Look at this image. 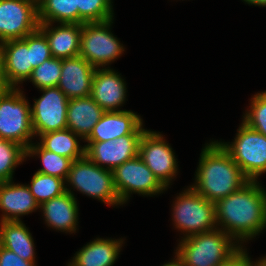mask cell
<instances>
[{
    "label": "cell",
    "instance_id": "1",
    "mask_svg": "<svg viewBox=\"0 0 266 266\" xmlns=\"http://www.w3.org/2000/svg\"><path fill=\"white\" fill-rule=\"evenodd\" d=\"M217 227L234 240H252L266 228V191L257 181H248L239 190L216 203ZM243 241V242H242Z\"/></svg>",
    "mask_w": 266,
    "mask_h": 266
},
{
    "label": "cell",
    "instance_id": "2",
    "mask_svg": "<svg viewBox=\"0 0 266 266\" xmlns=\"http://www.w3.org/2000/svg\"><path fill=\"white\" fill-rule=\"evenodd\" d=\"M191 187L207 200L216 203L239 190L249 180L218 141L203 148Z\"/></svg>",
    "mask_w": 266,
    "mask_h": 266
},
{
    "label": "cell",
    "instance_id": "3",
    "mask_svg": "<svg viewBox=\"0 0 266 266\" xmlns=\"http://www.w3.org/2000/svg\"><path fill=\"white\" fill-rule=\"evenodd\" d=\"M219 228L183 238L176 249V256L184 266H218L242 247Z\"/></svg>",
    "mask_w": 266,
    "mask_h": 266
},
{
    "label": "cell",
    "instance_id": "4",
    "mask_svg": "<svg viewBox=\"0 0 266 266\" xmlns=\"http://www.w3.org/2000/svg\"><path fill=\"white\" fill-rule=\"evenodd\" d=\"M18 88H10L0 95V138L18 143L27 150L35 134L30 104Z\"/></svg>",
    "mask_w": 266,
    "mask_h": 266
},
{
    "label": "cell",
    "instance_id": "5",
    "mask_svg": "<svg viewBox=\"0 0 266 266\" xmlns=\"http://www.w3.org/2000/svg\"><path fill=\"white\" fill-rule=\"evenodd\" d=\"M173 206V222L184 238L217 228L216 206L191 186L179 193Z\"/></svg>",
    "mask_w": 266,
    "mask_h": 266
},
{
    "label": "cell",
    "instance_id": "6",
    "mask_svg": "<svg viewBox=\"0 0 266 266\" xmlns=\"http://www.w3.org/2000/svg\"><path fill=\"white\" fill-rule=\"evenodd\" d=\"M108 205H123L115 189L112 170L101 168L86 156L71 164L65 184Z\"/></svg>",
    "mask_w": 266,
    "mask_h": 266
},
{
    "label": "cell",
    "instance_id": "7",
    "mask_svg": "<svg viewBox=\"0 0 266 266\" xmlns=\"http://www.w3.org/2000/svg\"><path fill=\"white\" fill-rule=\"evenodd\" d=\"M234 142H219L249 181L266 172V136L241 123Z\"/></svg>",
    "mask_w": 266,
    "mask_h": 266
},
{
    "label": "cell",
    "instance_id": "8",
    "mask_svg": "<svg viewBox=\"0 0 266 266\" xmlns=\"http://www.w3.org/2000/svg\"><path fill=\"white\" fill-rule=\"evenodd\" d=\"M112 21L82 24L79 55L95 68H104L121 56L125 49L111 33Z\"/></svg>",
    "mask_w": 266,
    "mask_h": 266
},
{
    "label": "cell",
    "instance_id": "9",
    "mask_svg": "<svg viewBox=\"0 0 266 266\" xmlns=\"http://www.w3.org/2000/svg\"><path fill=\"white\" fill-rule=\"evenodd\" d=\"M112 172L122 204L128 201L132 193L152 196L166 190L139 156L124 162Z\"/></svg>",
    "mask_w": 266,
    "mask_h": 266
},
{
    "label": "cell",
    "instance_id": "10",
    "mask_svg": "<svg viewBox=\"0 0 266 266\" xmlns=\"http://www.w3.org/2000/svg\"><path fill=\"white\" fill-rule=\"evenodd\" d=\"M38 2L0 0V44L23 39L39 29Z\"/></svg>",
    "mask_w": 266,
    "mask_h": 266
},
{
    "label": "cell",
    "instance_id": "11",
    "mask_svg": "<svg viewBox=\"0 0 266 266\" xmlns=\"http://www.w3.org/2000/svg\"><path fill=\"white\" fill-rule=\"evenodd\" d=\"M174 154L163 135L156 131H144L139 142L138 156L166 189L178 170Z\"/></svg>",
    "mask_w": 266,
    "mask_h": 266
},
{
    "label": "cell",
    "instance_id": "12",
    "mask_svg": "<svg viewBox=\"0 0 266 266\" xmlns=\"http://www.w3.org/2000/svg\"><path fill=\"white\" fill-rule=\"evenodd\" d=\"M39 99H34L31 108L32 127L35 136L67 128V109L69 99L56 86L40 89Z\"/></svg>",
    "mask_w": 266,
    "mask_h": 266
},
{
    "label": "cell",
    "instance_id": "13",
    "mask_svg": "<svg viewBox=\"0 0 266 266\" xmlns=\"http://www.w3.org/2000/svg\"><path fill=\"white\" fill-rule=\"evenodd\" d=\"M141 137L142 135H124L116 140L84 141L88 143L84 145L85 156L101 168L113 171L138 156Z\"/></svg>",
    "mask_w": 266,
    "mask_h": 266
},
{
    "label": "cell",
    "instance_id": "14",
    "mask_svg": "<svg viewBox=\"0 0 266 266\" xmlns=\"http://www.w3.org/2000/svg\"><path fill=\"white\" fill-rule=\"evenodd\" d=\"M142 118L133 111H106L85 141L116 140L124 135H143Z\"/></svg>",
    "mask_w": 266,
    "mask_h": 266
},
{
    "label": "cell",
    "instance_id": "15",
    "mask_svg": "<svg viewBox=\"0 0 266 266\" xmlns=\"http://www.w3.org/2000/svg\"><path fill=\"white\" fill-rule=\"evenodd\" d=\"M126 83L118 72L109 67L96 68L91 87L92 99L106 111H121L126 100Z\"/></svg>",
    "mask_w": 266,
    "mask_h": 266
},
{
    "label": "cell",
    "instance_id": "16",
    "mask_svg": "<svg viewBox=\"0 0 266 266\" xmlns=\"http://www.w3.org/2000/svg\"><path fill=\"white\" fill-rule=\"evenodd\" d=\"M96 68L80 55L62 60L58 88L68 99L91 96L92 79Z\"/></svg>",
    "mask_w": 266,
    "mask_h": 266
},
{
    "label": "cell",
    "instance_id": "17",
    "mask_svg": "<svg viewBox=\"0 0 266 266\" xmlns=\"http://www.w3.org/2000/svg\"><path fill=\"white\" fill-rule=\"evenodd\" d=\"M3 52L4 76L11 88L29 79L33 72L31 47L23 39L9 40L0 44Z\"/></svg>",
    "mask_w": 266,
    "mask_h": 266
},
{
    "label": "cell",
    "instance_id": "18",
    "mask_svg": "<svg viewBox=\"0 0 266 266\" xmlns=\"http://www.w3.org/2000/svg\"><path fill=\"white\" fill-rule=\"evenodd\" d=\"M39 204L27 185L15 184L12 180L0 182L1 221H20L21 215L39 209Z\"/></svg>",
    "mask_w": 266,
    "mask_h": 266
},
{
    "label": "cell",
    "instance_id": "19",
    "mask_svg": "<svg viewBox=\"0 0 266 266\" xmlns=\"http://www.w3.org/2000/svg\"><path fill=\"white\" fill-rule=\"evenodd\" d=\"M43 211L45 222L61 232L74 233L78 223V206L71 189L66 187V192L52 198L39 206Z\"/></svg>",
    "mask_w": 266,
    "mask_h": 266
},
{
    "label": "cell",
    "instance_id": "20",
    "mask_svg": "<svg viewBox=\"0 0 266 266\" xmlns=\"http://www.w3.org/2000/svg\"><path fill=\"white\" fill-rule=\"evenodd\" d=\"M39 30L47 38L53 57L63 60L79 56L82 24L60 23L54 28L52 23H40Z\"/></svg>",
    "mask_w": 266,
    "mask_h": 266
},
{
    "label": "cell",
    "instance_id": "21",
    "mask_svg": "<svg viewBox=\"0 0 266 266\" xmlns=\"http://www.w3.org/2000/svg\"><path fill=\"white\" fill-rule=\"evenodd\" d=\"M104 112L91 96L69 99L67 128L85 140Z\"/></svg>",
    "mask_w": 266,
    "mask_h": 266
},
{
    "label": "cell",
    "instance_id": "22",
    "mask_svg": "<svg viewBox=\"0 0 266 266\" xmlns=\"http://www.w3.org/2000/svg\"><path fill=\"white\" fill-rule=\"evenodd\" d=\"M123 241L122 239L96 238L76 252L68 266H113Z\"/></svg>",
    "mask_w": 266,
    "mask_h": 266
},
{
    "label": "cell",
    "instance_id": "23",
    "mask_svg": "<svg viewBox=\"0 0 266 266\" xmlns=\"http://www.w3.org/2000/svg\"><path fill=\"white\" fill-rule=\"evenodd\" d=\"M0 245L14 252L23 260L35 262L32 235L20 221H0Z\"/></svg>",
    "mask_w": 266,
    "mask_h": 266
},
{
    "label": "cell",
    "instance_id": "24",
    "mask_svg": "<svg viewBox=\"0 0 266 266\" xmlns=\"http://www.w3.org/2000/svg\"><path fill=\"white\" fill-rule=\"evenodd\" d=\"M79 135L70 129L51 131L40 135V145L51 152L65 156L72 161L85 156V146L79 145Z\"/></svg>",
    "mask_w": 266,
    "mask_h": 266
},
{
    "label": "cell",
    "instance_id": "25",
    "mask_svg": "<svg viewBox=\"0 0 266 266\" xmlns=\"http://www.w3.org/2000/svg\"><path fill=\"white\" fill-rule=\"evenodd\" d=\"M39 23L78 24L77 0H38Z\"/></svg>",
    "mask_w": 266,
    "mask_h": 266
},
{
    "label": "cell",
    "instance_id": "26",
    "mask_svg": "<svg viewBox=\"0 0 266 266\" xmlns=\"http://www.w3.org/2000/svg\"><path fill=\"white\" fill-rule=\"evenodd\" d=\"M34 155H39V158L41 159L43 165V168L39 169L37 172L66 180L71 164L73 162L71 159L48 151L44 149L39 143H37L36 145L35 143H32L27 148V157Z\"/></svg>",
    "mask_w": 266,
    "mask_h": 266
},
{
    "label": "cell",
    "instance_id": "27",
    "mask_svg": "<svg viewBox=\"0 0 266 266\" xmlns=\"http://www.w3.org/2000/svg\"><path fill=\"white\" fill-rule=\"evenodd\" d=\"M27 186L39 205L62 195L67 187L64 179L40 172L34 173L30 185Z\"/></svg>",
    "mask_w": 266,
    "mask_h": 266
},
{
    "label": "cell",
    "instance_id": "28",
    "mask_svg": "<svg viewBox=\"0 0 266 266\" xmlns=\"http://www.w3.org/2000/svg\"><path fill=\"white\" fill-rule=\"evenodd\" d=\"M27 158V150L20 144L0 138V182L13 180L17 165Z\"/></svg>",
    "mask_w": 266,
    "mask_h": 266
},
{
    "label": "cell",
    "instance_id": "29",
    "mask_svg": "<svg viewBox=\"0 0 266 266\" xmlns=\"http://www.w3.org/2000/svg\"><path fill=\"white\" fill-rule=\"evenodd\" d=\"M112 3V0H77L78 24L114 19Z\"/></svg>",
    "mask_w": 266,
    "mask_h": 266
},
{
    "label": "cell",
    "instance_id": "30",
    "mask_svg": "<svg viewBox=\"0 0 266 266\" xmlns=\"http://www.w3.org/2000/svg\"><path fill=\"white\" fill-rule=\"evenodd\" d=\"M62 70V59L51 57L41 65L33 69L31 77L28 79L38 89L56 87L59 84Z\"/></svg>",
    "mask_w": 266,
    "mask_h": 266
},
{
    "label": "cell",
    "instance_id": "31",
    "mask_svg": "<svg viewBox=\"0 0 266 266\" xmlns=\"http://www.w3.org/2000/svg\"><path fill=\"white\" fill-rule=\"evenodd\" d=\"M245 113L242 122L266 136V91L257 93L251 98L250 110Z\"/></svg>",
    "mask_w": 266,
    "mask_h": 266
},
{
    "label": "cell",
    "instance_id": "32",
    "mask_svg": "<svg viewBox=\"0 0 266 266\" xmlns=\"http://www.w3.org/2000/svg\"><path fill=\"white\" fill-rule=\"evenodd\" d=\"M23 40L28 44V47H31V64L33 69L41 65L45 60L53 57L48 40L39 29L25 36Z\"/></svg>",
    "mask_w": 266,
    "mask_h": 266
},
{
    "label": "cell",
    "instance_id": "33",
    "mask_svg": "<svg viewBox=\"0 0 266 266\" xmlns=\"http://www.w3.org/2000/svg\"><path fill=\"white\" fill-rule=\"evenodd\" d=\"M0 266H36L35 262L23 260L14 252L0 245Z\"/></svg>",
    "mask_w": 266,
    "mask_h": 266
},
{
    "label": "cell",
    "instance_id": "34",
    "mask_svg": "<svg viewBox=\"0 0 266 266\" xmlns=\"http://www.w3.org/2000/svg\"><path fill=\"white\" fill-rule=\"evenodd\" d=\"M255 263V264H254ZM218 266H257V261L252 262L243 247L230 259Z\"/></svg>",
    "mask_w": 266,
    "mask_h": 266
},
{
    "label": "cell",
    "instance_id": "35",
    "mask_svg": "<svg viewBox=\"0 0 266 266\" xmlns=\"http://www.w3.org/2000/svg\"><path fill=\"white\" fill-rule=\"evenodd\" d=\"M10 88L4 76L3 52L0 45V95L7 92Z\"/></svg>",
    "mask_w": 266,
    "mask_h": 266
},
{
    "label": "cell",
    "instance_id": "36",
    "mask_svg": "<svg viewBox=\"0 0 266 266\" xmlns=\"http://www.w3.org/2000/svg\"><path fill=\"white\" fill-rule=\"evenodd\" d=\"M243 1L249 5L266 7V0H243Z\"/></svg>",
    "mask_w": 266,
    "mask_h": 266
},
{
    "label": "cell",
    "instance_id": "37",
    "mask_svg": "<svg viewBox=\"0 0 266 266\" xmlns=\"http://www.w3.org/2000/svg\"><path fill=\"white\" fill-rule=\"evenodd\" d=\"M163 266H184V264L178 259V257L175 255V258Z\"/></svg>",
    "mask_w": 266,
    "mask_h": 266
},
{
    "label": "cell",
    "instance_id": "38",
    "mask_svg": "<svg viewBox=\"0 0 266 266\" xmlns=\"http://www.w3.org/2000/svg\"><path fill=\"white\" fill-rule=\"evenodd\" d=\"M257 266H266V256L257 261Z\"/></svg>",
    "mask_w": 266,
    "mask_h": 266
}]
</instances>
